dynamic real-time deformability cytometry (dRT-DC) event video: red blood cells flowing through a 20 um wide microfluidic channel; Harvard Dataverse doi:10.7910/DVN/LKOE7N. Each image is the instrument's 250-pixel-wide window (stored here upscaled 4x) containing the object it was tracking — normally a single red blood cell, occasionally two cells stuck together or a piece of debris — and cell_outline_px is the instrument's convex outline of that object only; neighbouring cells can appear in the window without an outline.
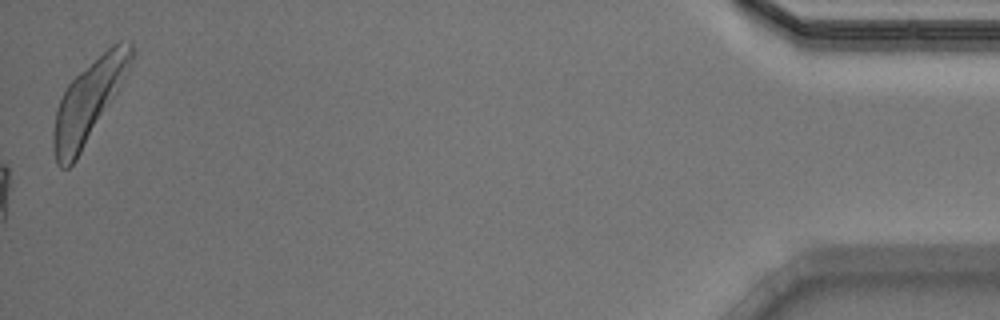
{"species": "Egyptian fruit bat (a non-hibernating species)", "species_latin": "Rousettus aegyptiacus", "temperature_condition": "warm", "stored_images_in_passage": 52, "camera_frame_rate_fps": 3000, "um_per_image_px": 0.085, "animal": {"sex": "male"}, "frame": {"image": 1, "passage_image": 52, "time_ms": 17.0, "image_size_px": [1000, 320], "cell_outline_px": [[136, 52], [128, 72], [76, 160], [68, 168], [60, 168], [56, 164], [52, 148], [52, 132], [56, 108], [68, 84], [80, 72], [112, 44], [120, 40], [132, 40]], "centroid_in_image_um": [7.53, 8.58], "position_along_channel_um": 427.7, "area_um2": 36.47}, "authors_computed_cell_mechanics": {"area_um2": 18.5249, "velocity_mm_per_s": 3.9067, "shape_relaxation_time_tau1_ms": 4.34, "shape_relaxation_time_tau2_ms": 2.0323, "deformation_change_tau1": 0.1737, "deformation_change_tau2": 0.0963}}